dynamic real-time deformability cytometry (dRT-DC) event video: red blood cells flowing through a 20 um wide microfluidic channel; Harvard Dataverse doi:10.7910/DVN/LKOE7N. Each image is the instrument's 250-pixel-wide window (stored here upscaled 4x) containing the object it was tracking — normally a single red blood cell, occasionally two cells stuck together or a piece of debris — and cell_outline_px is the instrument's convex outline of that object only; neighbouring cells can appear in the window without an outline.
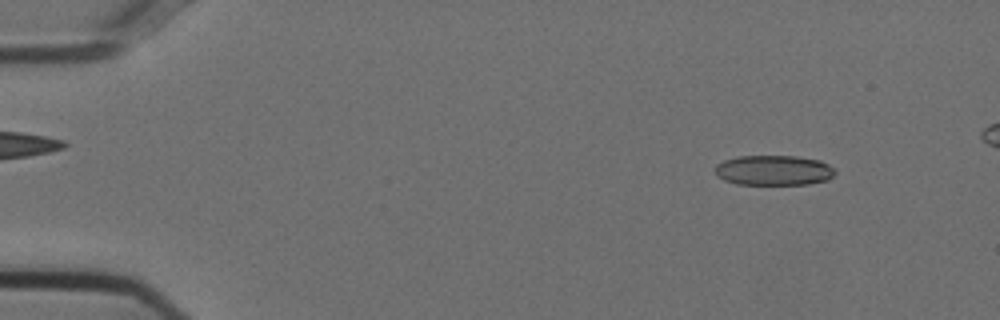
{"species": "Egyptian fruit bat (a non-hibernating species)", "species_latin": "Rousettus aegyptiacus", "temperature_condition": "cold", "stored_images_in_passage": 51, "camera_frame_rate_fps": 3000, "um_per_image_px": 0.085, "animal": {"sex": "female"}, "frame": {"image": 1, "passage_image": 5, "time_ms": 1.333, "image_size_px": [1000, 320], "cell_outline_px": [[836, 172], [828, 180], [808, 184], [736, 184], [724, 180], [716, 176], [716, 164], [724, 160], [736, 156], [796, 156], [820, 160], [836, 168]], "centroid_in_image_um": [65.78, 14.47], "position_along_channel_um": 19.2, "area_um2": 21.21}}
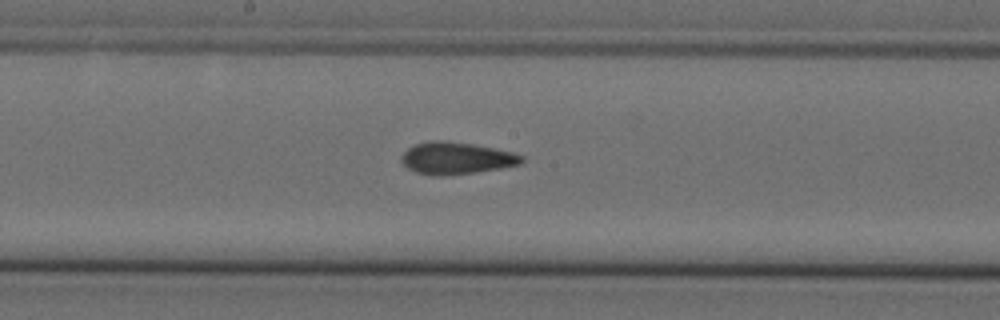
{"frame": {"image": 2, "passage_image": 28, "time_ms": 9.0, "image_size_px": [1000, 320], "cell_outline_px": [[524, 160], [520, 164], [500, 168], [476, 172], [444, 176], [432, 176], [416, 172], [408, 168], [400, 160], [400, 156], [408, 148], [416, 144], [432, 140], [440, 140], [472, 144], [512, 152], [524, 156]], "centroid_in_image_um": [38.76, 13.45], "position_along_channel_um": 209.4, "area_um2": 22.37}}
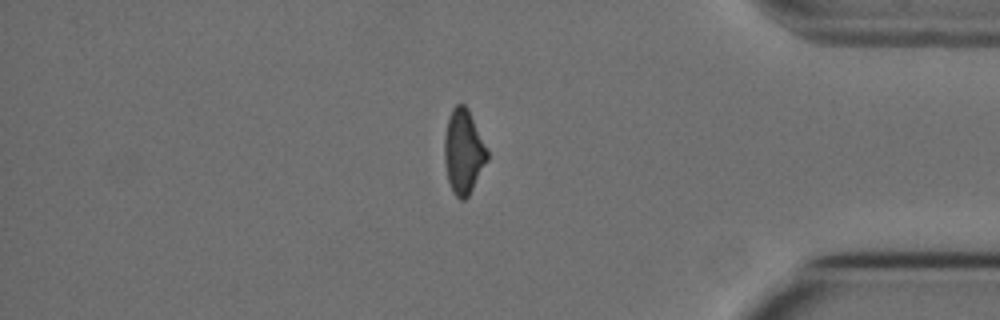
{"frame": {"image": 3, "passage_image": 45, "time_ms": 14.667, "image_size_px": [1000, 320], "cell_outline_px": [[488, 160], [468, 196], [464, 200], [460, 200], [452, 192], [448, 180], [444, 160], [444, 136], [448, 116], [452, 108], [456, 104], [464, 104], [468, 108], [488, 148]], "centroid_in_image_um": [39.39, 12.87], "position_along_channel_um": 395.8, "area_um2": 21.33}}